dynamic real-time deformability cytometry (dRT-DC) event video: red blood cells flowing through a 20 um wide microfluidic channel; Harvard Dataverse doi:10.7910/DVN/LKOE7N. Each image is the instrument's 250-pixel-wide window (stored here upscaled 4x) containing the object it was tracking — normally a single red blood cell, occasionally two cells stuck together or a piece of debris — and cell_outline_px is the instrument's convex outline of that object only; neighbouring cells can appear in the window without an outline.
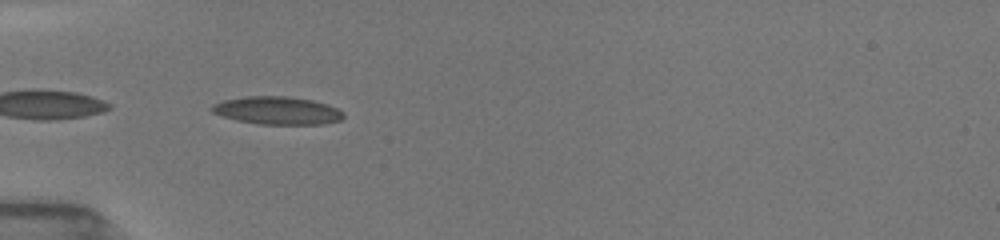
{"species": "common noctule bat (a hibernating species)", "species_latin": "Nyctalus noctula", "temperature_condition": "room temperature", "stored_images_in_passage": 24, "camera_frame_rate_fps": 3000, "um_per_image_px": 0.085, "animal": {"sex": "female", "body_mass_g": 19.5, "forearm_length_mm": 54.1}, "frame": {"image": 1, "passage_image": 11, "time_ms": 5.667, "image_size_px": [1000, 240], "cell_outline_px": [[344, 116], [340, 120], [324, 124], [260, 124], [236, 120], [212, 112], [208, 108], [212, 104], [224, 100], [244, 96], [288, 96], [312, 100], [328, 104], [344, 112]], "centroid_in_image_um": [23.56, 9.39], "position_along_channel_um": 61.4, "area_um2": 21.44}}
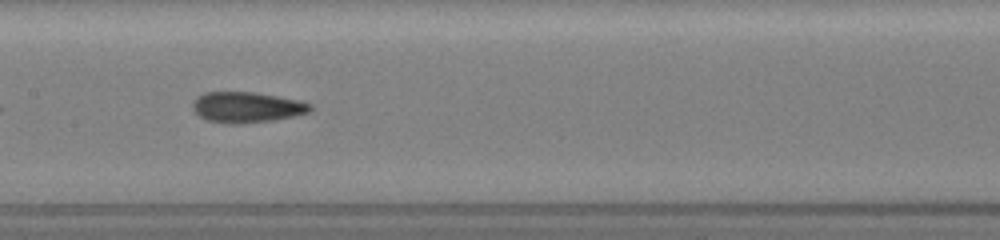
{"frame": {"image": 2, "passage_image": 17, "time_ms": 9.0, "image_size_px": [1000, 240], "cell_outline_px": [[312, 108], [308, 112], [292, 116], [272, 120], [240, 124], [228, 124], [204, 120], [192, 108], [192, 100], [196, 96], [204, 92], [256, 92], [300, 100], [312, 104]], "centroid_in_image_um": [20.93, 9.11], "position_along_channel_um": 186.5, "area_um2": 21.21}}
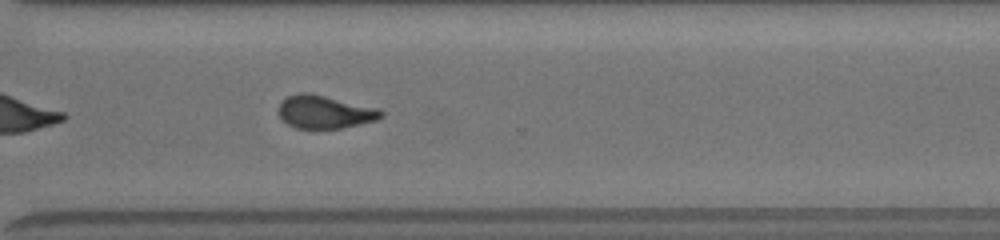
{"frame": {"image": 3, "passage_image": 24, "time_ms": 13.0, "image_size_px": [1000, 240], "cell_outline_px": [[384, 116], [376, 120], [340, 128], [296, 128], [288, 124], [276, 112], [276, 108], [280, 100], [288, 96], [300, 92], [308, 92], [380, 108], [384, 112]], "centroid_in_image_um": [27.57, 9.49], "position_along_channel_um": 343.0, "area_um2": 19.94}}